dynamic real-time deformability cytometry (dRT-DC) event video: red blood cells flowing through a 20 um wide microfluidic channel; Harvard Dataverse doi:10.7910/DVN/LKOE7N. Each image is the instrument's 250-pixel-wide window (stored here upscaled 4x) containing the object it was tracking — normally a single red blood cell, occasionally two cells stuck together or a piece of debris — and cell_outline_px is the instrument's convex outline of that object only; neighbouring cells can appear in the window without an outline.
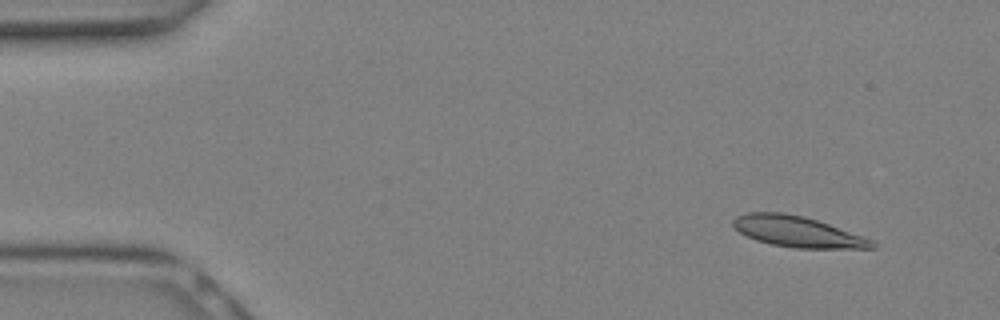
{"species": "Egyptian fruit bat (a non-hibernating species)", "species_latin": "Rousettus aegyptiacus", "temperature_condition": "warm", "stored_images_in_passage": 11, "camera_frame_rate_fps": 3000, "um_per_image_px": 0.085, "animal": {"sex": "female"}, "frame": {"image": 1, "passage_image": 2, "time_ms": 0.333, "image_size_px": [1000, 320], "cell_outline_px": [[876, 248], [796, 248], [772, 244], [756, 240], [740, 232], [732, 224], [732, 220], [736, 216], [748, 212], [784, 212], [804, 216], [828, 224], [872, 240], [876, 244]], "centroid_in_image_um": [67.75, 19.68], "position_along_channel_um": 17.3, "area_um2": 24.62}}
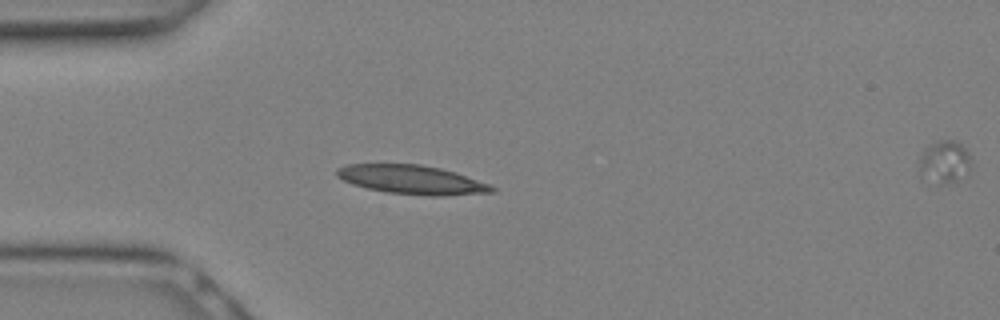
{"frame": {"image": 2, "passage_image": 7, "time_ms": 2.0, "image_size_px": [1000, 320], "cell_outline_px": [[496, 192], [444, 196], [432, 196], [388, 192], [368, 188], [352, 184], [336, 176], [336, 168], [348, 164], [420, 164], [440, 168], [456, 172], [488, 184], [496, 188]], "centroid_in_image_um": [35.02, 15.27], "position_along_channel_um": 50.0, "area_um2": 26.07}}
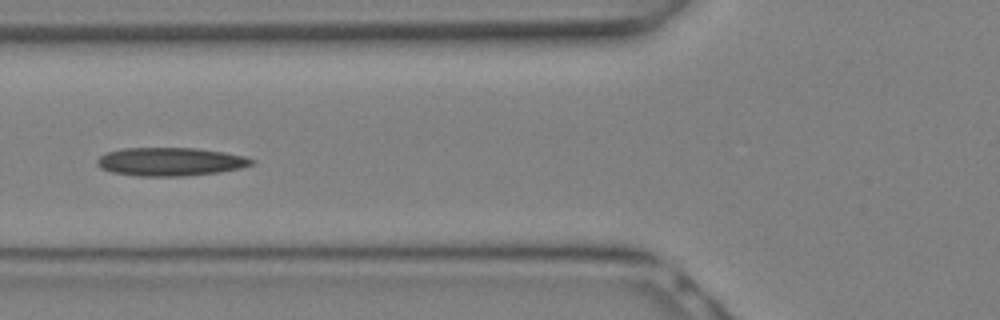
{"frame": {"image": 3, "passage_image": 10, "time_ms": 3.0, "image_size_px": [1000, 320], "cell_outline_px": [[256, 160], [252, 164], [240, 168], [220, 172], [184, 176], [136, 176], [112, 172], [100, 168], [96, 164], [96, 160], [100, 156], [108, 152], [124, 148], [196, 148], [224, 152], [244, 156]], "centroid_in_image_um": [14.47, 13.74], "position_along_channel_um": 111.3, "area_um2": 25.55}}